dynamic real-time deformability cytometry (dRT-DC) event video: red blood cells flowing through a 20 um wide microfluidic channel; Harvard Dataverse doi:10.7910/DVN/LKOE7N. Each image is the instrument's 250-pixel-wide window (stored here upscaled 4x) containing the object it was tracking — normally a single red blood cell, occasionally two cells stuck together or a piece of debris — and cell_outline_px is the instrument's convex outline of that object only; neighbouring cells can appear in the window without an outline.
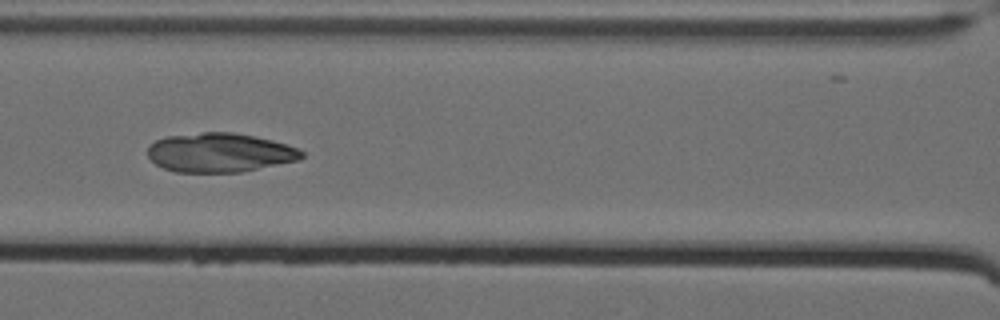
{"species": "Egyptian fruit bat (a non-hibernating species)", "species_latin": "Rousettus aegyptiacus", "temperature_condition": "cold", "stored_images_in_passage": 60, "camera_frame_rate_fps": 3000, "um_per_image_px": 0.085, "animal": {"sex": "female"}, "frame": {"image": 1, "passage_image": 30, "time_ms": 9.667, "image_size_px": [1000, 320], "cell_outline_px": [[304, 156], [300, 160], [240, 172], [176, 172], [164, 168], [156, 164], [148, 156], [148, 148], [156, 140], [168, 136], [200, 132], [232, 132], [256, 136], [272, 140], [296, 148], [304, 152]], "centroid_in_image_um": [18.69, 12.97], "position_along_channel_um": 147.9, "area_um2": 35.03}}
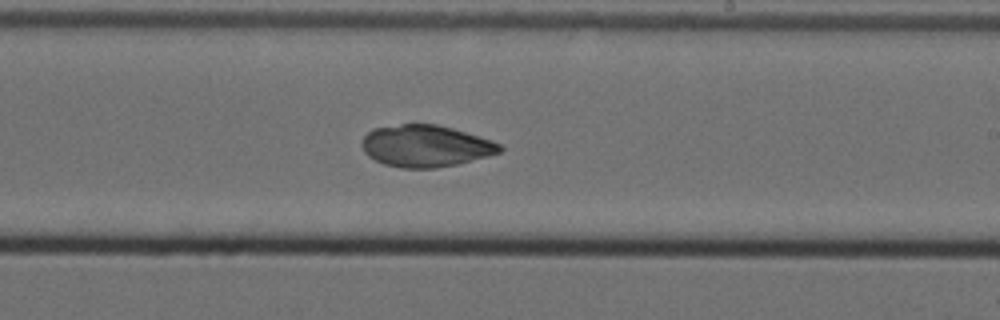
{"frame": {"image": 2, "passage_image": 39, "time_ms": 12.667, "image_size_px": [1000, 320], "cell_outline_px": [[504, 148], [500, 152], [488, 156], [456, 164], [436, 168], [400, 168], [384, 164], [368, 156], [364, 152], [360, 144], [364, 136], [372, 128], [400, 124], [436, 124], [452, 128], [492, 140], [500, 144]], "centroid_in_image_um": [36.15, 12.4], "position_along_channel_um": 252.8, "area_um2": 33.64}}
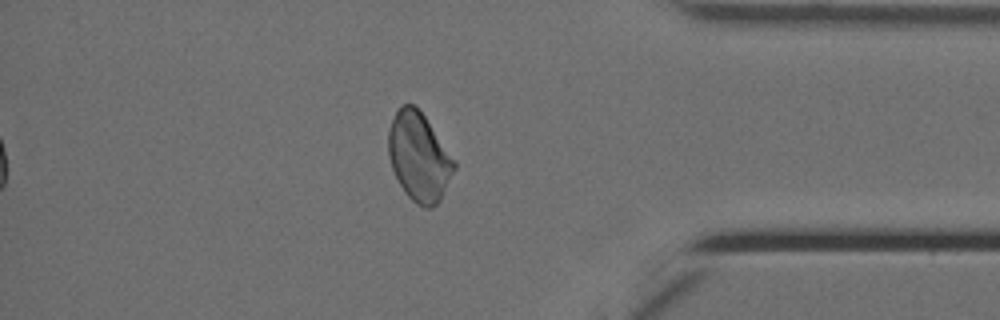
{"frame": {"image": 3, "passage_image": 53, "time_ms": 17.333, "image_size_px": [1000, 320], "cell_outline_px": [[456, 168], [440, 200], [432, 208], [424, 208], [416, 204], [404, 192], [392, 168], [388, 156], [388, 128], [400, 104], [412, 104], [424, 116], [456, 160]], "centroid_in_image_um": [35.61, 13.35], "position_along_channel_um": 399.6, "area_um2": 33.93}}